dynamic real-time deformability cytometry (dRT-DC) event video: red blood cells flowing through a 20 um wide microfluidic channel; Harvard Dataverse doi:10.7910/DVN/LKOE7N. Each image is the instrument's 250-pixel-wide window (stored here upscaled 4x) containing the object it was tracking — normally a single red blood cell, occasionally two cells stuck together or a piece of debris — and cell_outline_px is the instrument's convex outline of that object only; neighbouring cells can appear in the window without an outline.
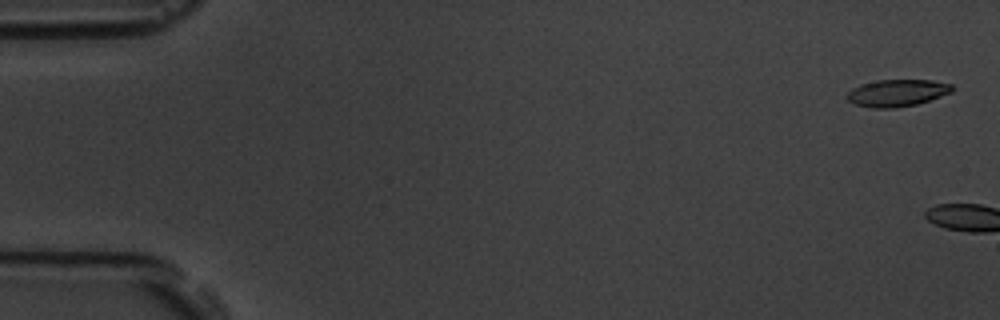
{"species": "common noctule bat (a hibernating species)", "species_latin": "Nyctalus noctula", "temperature_condition": "room temperature", "stored_images_in_passage": 4, "camera_frame_rate_fps": 3000, "um_per_image_px": 0.085, "animal": {"sex": "male", "body_mass_g": 19.5, "forearm_length_mm": 54.6}, "frame": {"image": 1, "passage_image": 1, "time_ms": 0.0, "image_size_px": [1000, 320], "cell_outline_px": [[956, 88], [952, 92], [916, 104], [892, 108], [872, 108], [856, 104], [848, 100], [848, 92], [852, 88], [860, 84], [876, 80], [932, 80], [952, 84]], "centroid_in_image_um": [76.27, 7.88], "position_along_channel_um": 8.7, "area_um2": 16.47}}